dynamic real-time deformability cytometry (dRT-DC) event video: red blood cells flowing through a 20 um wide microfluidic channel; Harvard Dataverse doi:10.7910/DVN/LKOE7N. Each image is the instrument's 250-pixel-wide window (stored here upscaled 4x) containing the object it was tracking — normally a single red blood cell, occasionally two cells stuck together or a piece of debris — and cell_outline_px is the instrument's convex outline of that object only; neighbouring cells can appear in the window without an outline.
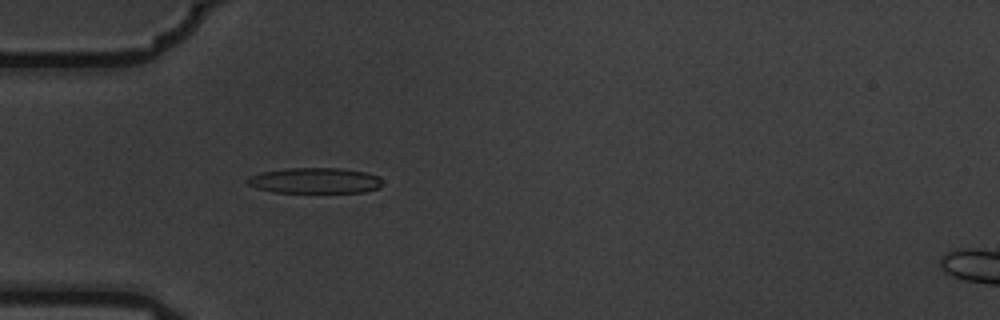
{"species": "common noctule bat (a hibernating species)", "species_latin": "Nyctalus noctula", "temperature_condition": "warm", "stored_images_in_passage": 5, "camera_frame_rate_fps": 3000, "um_per_image_px": 0.085, "animal": {"sex": "male", "body_mass_g": 19.5, "forearm_length_mm": 54.6}, "frame": {"image": 1, "passage_image": 5, "time_ms": 1.333, "image_size_px": [1000, 320], "cell_outline_px": [[384, 184], [380, 188], [364, 192], [272, 192], [256, 188], [248, 184], [244, 180], [248, 176], [260, 172], [288, 168], [340, 168], [368, 172], [380, 176]], "centroid_in_image_um": [26.79, 15.34], "position_along_channel_um": 58.2, "area_um2": 20.52}}